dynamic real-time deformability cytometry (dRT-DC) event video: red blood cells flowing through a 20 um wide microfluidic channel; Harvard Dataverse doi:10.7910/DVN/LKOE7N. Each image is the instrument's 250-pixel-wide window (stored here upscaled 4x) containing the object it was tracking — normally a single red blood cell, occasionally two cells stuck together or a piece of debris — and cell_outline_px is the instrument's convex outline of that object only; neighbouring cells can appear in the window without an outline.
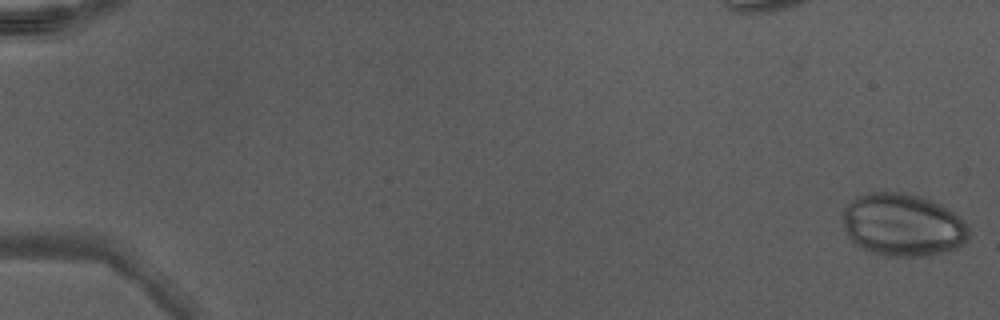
{"species": "Egyptian fruit bat (a non-hibernating species)", "species_latin": "Rousettus aegyptiacus", "temperature_condition": "warm", "stored_images_in_passage": 12, "camera_frame_rate_fps": 3000, "um_per_image_px": 0.085, "animal": {"sex": "male"}, "frame": {"image": 1, "passage_image": 1, "time_ms": 0.0, "image_size_px": [1000, 320], "cell_outline_px": [[968, 240], [964, 244], [948, 252], [924, 256], [880, 256], [860, 248], [844, 232], [840, 212], [856, 196], [868, 192], [900, 192], [920, 196], [940, 204], [952, 212], [968, 228]], "centroid_in_image_um": [76.67, 19.13], "position_along_channel_um": 8.3, "area_um2": 46.47}}